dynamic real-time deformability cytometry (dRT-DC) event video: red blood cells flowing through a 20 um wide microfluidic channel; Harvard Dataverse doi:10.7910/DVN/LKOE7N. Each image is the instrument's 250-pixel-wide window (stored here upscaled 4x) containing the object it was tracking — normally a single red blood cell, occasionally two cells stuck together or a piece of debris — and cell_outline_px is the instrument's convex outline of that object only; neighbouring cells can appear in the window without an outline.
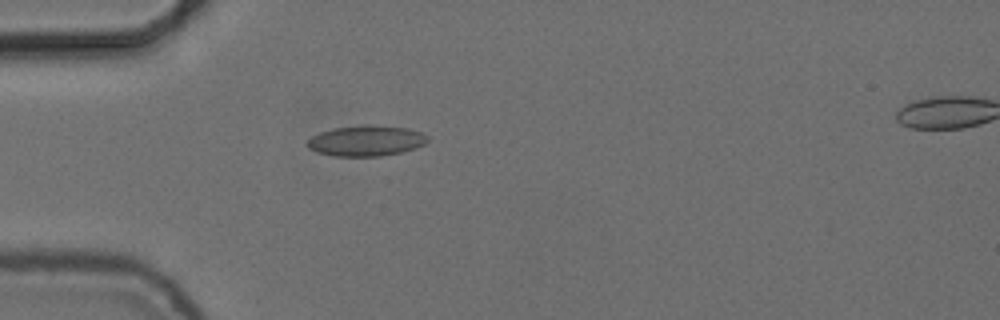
{"species": "common noctule bat (a hibernating species)", "species_latin": "Nyctalus noctula", "temperature_condition": "cold", "stored_images_in_passage": 37, "camera_frame_rate_fps": 3000, "um_per_image_px": 0.085, "animal": {"sex": "female", "body_mass_g": 24.6, "forearm_length_mm": 56.2}, "frame": {"image": 1, "passage_image": 1, "time_ms": 0.0, "image_size_px": [1000, 320], "cell_outline_px": [[428, 140], [424, 144], [416, 148], [400, 152], [380, 156], [332, 156], [316, 152], [308, 148], [308, 140], [312, 136], [320, 132], [332, 128], [364, 124], [368, 124], [408, 128], [420, 132], [428, 136]], "centroid_in_image_um": [31.11, 11.95], "position_along_channel_um": 53.9, "area_um2": 21.56}}
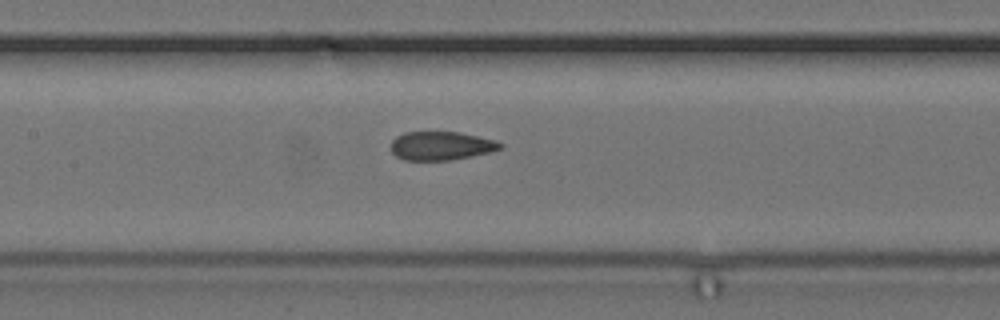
{"frame": {"image": 2, "passage_image": 11, "time_ms": 3.333, "image_size_px": [1000, 320], "cell_outline_px": [[504, 148], [492, 152], [448, 160], [404, 160], [396, 156], [392, 152], [392, 140], [396, 136], [404, 132], [460, 132], [496, 140], [504, 144]], "centroid_in_image_um": [37.53, 12.39], "position_along_channel_um": 169.9, "area_um2": 18.32}}
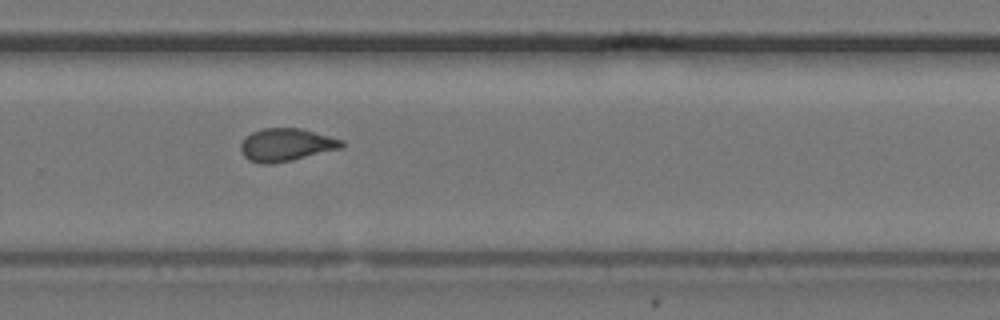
{"frame": {"image": 3, "passage_image": 22, "time_ms": 7.0, "image_size_px": [1000, 320], "cell_outline_px": [[344, 144], [340, 148], [292, 160], [272, 164], [260, 164], [248, 160], [240, 152], [240, 144], [252, 132], [264, 128], [300, 128], [344, 140]], "centroid_in_image_um": [24.29, 12.32], "position_along_channel_um": 305.5, "area_um2": 19.19}, "authors_computed_cell_mechanics": {"area_um2": 19.363, "velocity_mm_per_s": 3.7166, "shape_relaxation_time_tau1_ms": null, "shape_relaxation_time_tau2_ms": 0.837, "deformation_change_tau1": null, "deformation_change_tau2": 0.0574}}